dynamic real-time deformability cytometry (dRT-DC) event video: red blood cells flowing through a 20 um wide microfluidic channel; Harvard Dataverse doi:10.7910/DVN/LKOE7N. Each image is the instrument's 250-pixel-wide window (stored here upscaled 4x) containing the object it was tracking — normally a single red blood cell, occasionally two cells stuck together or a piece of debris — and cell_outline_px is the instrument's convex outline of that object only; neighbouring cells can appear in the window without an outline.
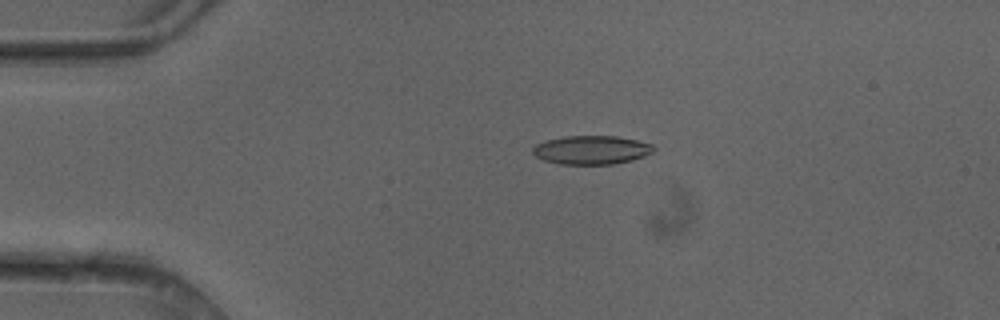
{"species": "common noctule bat (a hibernating species)", "species_latin": "Nyctalus noctula", "temperature_condition": "cold", "stored_images_in_passage": 5, "camera_frame_rate_fps": 3000, "um_per_image_px": 0.085, "animal": {"sex": "female"}, "frame": {"image": 1, "passage_image": 4, "time_ms": 1.0, "image_size_px": [1000, 320], "cell_outline_px": [[656, 148], [652, 152], [644, 156], [632, 160], [612, 164], [560, 164], [544, 160], [536, 156], [532, 152], [532, 148], [536, 144], [548, 140], [564, 136], [616, 136], [636, 140], [652, 144]], "centroid_in_image_um": [50.28, 12.74], "position_along_channel_um": 34.7, "area_um2": 20.11}}